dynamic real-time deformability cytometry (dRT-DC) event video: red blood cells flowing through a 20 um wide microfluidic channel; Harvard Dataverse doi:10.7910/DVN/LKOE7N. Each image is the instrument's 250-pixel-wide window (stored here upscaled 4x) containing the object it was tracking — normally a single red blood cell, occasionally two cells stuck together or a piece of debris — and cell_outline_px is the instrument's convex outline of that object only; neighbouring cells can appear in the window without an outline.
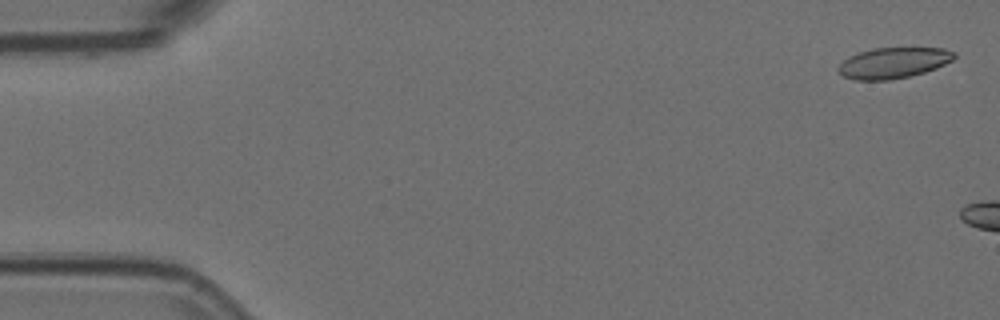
{"species": "Egyptian fruit bat (a non-hibernating species)", "species_latin": "Rousettus aegyptiacus", "temperature_condition": "room temperature", "stored_images_in_passage": 9, "camera_frame_rate_fps": 3000, "um_per_image_px": 0.085, "animal": {"sex": "female"}, "frame": {"image": 1, "passage_image": 1, "time_ms": 0.0, "image_size_px": [1000, 320], "cell_outline_px": [[956, 56], [952, 60], [936, 68], [924, 72], [908, 76], [888, 80], [856, 80], [844, 76], [836, 68], [848, 56], [856, 52], [872, 48], [944, 48], [956, 52]], "centroid_in_image_um": [75.92, 5.33], "position_along_channel_um": 9.1, "area_um2": 20.81}}
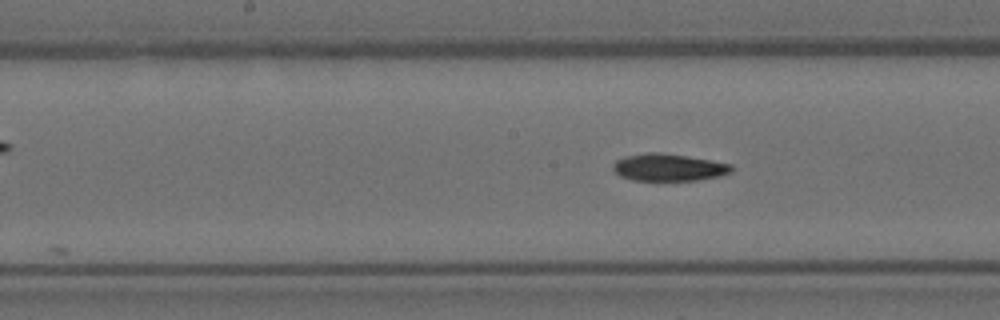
{"frame": {"image": 2, "passage_image": 9, "time_ms": 2.667, "image_size_px": [1000, 320], "cell_outline_px": [[732, 172], [720, 176], [696, 180], [632, 180], [620, 176], [612, 168], [612, 164], [616, 160], [624, 156], [648, 152], [660, 152], [732, 164]], "centroid_in_image_um": [56.8, 14.22], "position_along_channel_um": 191.4, "area_um2": 18.67}}